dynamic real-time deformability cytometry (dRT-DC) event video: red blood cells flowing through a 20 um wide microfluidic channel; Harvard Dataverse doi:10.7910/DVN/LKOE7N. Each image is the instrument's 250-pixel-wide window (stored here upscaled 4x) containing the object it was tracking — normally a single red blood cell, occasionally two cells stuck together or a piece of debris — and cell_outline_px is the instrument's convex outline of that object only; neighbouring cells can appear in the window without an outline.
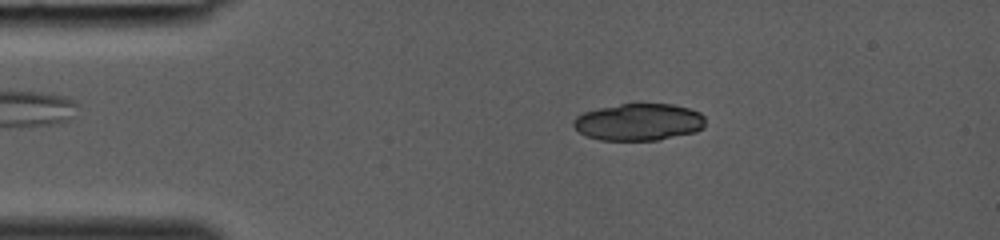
{"species": "common noctule bat (a hibernating species)", "species_latin": "Nyctalus noctula", "temperature_condition": "room temperature", "stored_images_in_passage": 8, "camera_frame_rate_fps": 3000, "um_per_image_px": 0.085, "animal": {"sex": "female", "body_mass_g": 19.0, "forearm_length_mm": 53.3}, "frame": {"image": 1, "passage_image": 3, "time_ms": 0.667, "image_size_px": [1000, 240], "cell_outline_px": [[704, 128], [696, 132], [656, 140], [600, 140], [584, 136], [572, 124], [572, 120], [576, 116], [584, 112], [600, 108], [620, 104], [672, 104], [688, 108], [700, 112], [704, 116]], "centroid_in_image_um": [54.29, 10.38], "position_along_channel_um": 30.7, "area_um2": 28.5}}